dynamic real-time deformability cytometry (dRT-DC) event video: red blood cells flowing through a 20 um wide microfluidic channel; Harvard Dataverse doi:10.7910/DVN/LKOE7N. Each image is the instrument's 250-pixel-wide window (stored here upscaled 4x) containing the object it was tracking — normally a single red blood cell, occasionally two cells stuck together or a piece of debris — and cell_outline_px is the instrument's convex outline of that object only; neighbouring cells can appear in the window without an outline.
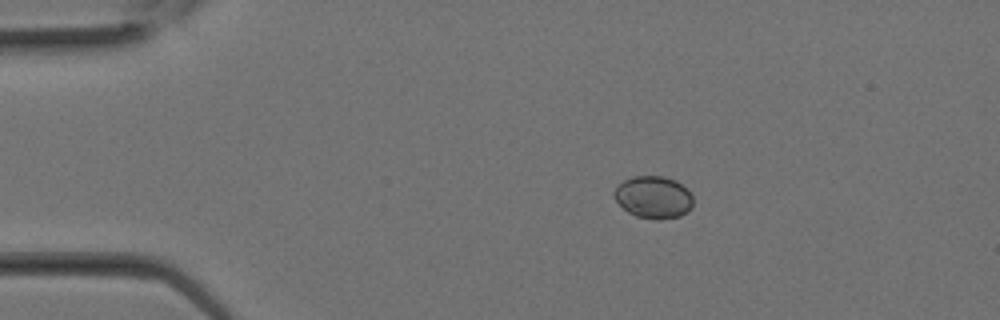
{"species": "Egyptian fruit bat (a non-hibernating species)", "species_latin": "Rousettus aegyptiacus", "temperature_condition": "room temperature", "stored_images_in_passage": 28, "camera_frame_rate_fps": 3000, "um_per_image_px": 0.085, "animal": {"sex": "female"}, "frame": {"image": 1, "passage_image": 5, "time_ms": 1.333, "image_size_px": [1000, 320], "cell_outline_px": [[692, 208], [680, 216], [656, 220], [636, 216], [628, 212], [616, 200], [612, 192], [624, 180], [632, 176], [664, 176], [676, 180], [692, 196]], "centroid_in_image_um": [55.53, 16.76], "position_along_channel_um": 29.5, "area_um2": 19.31}}
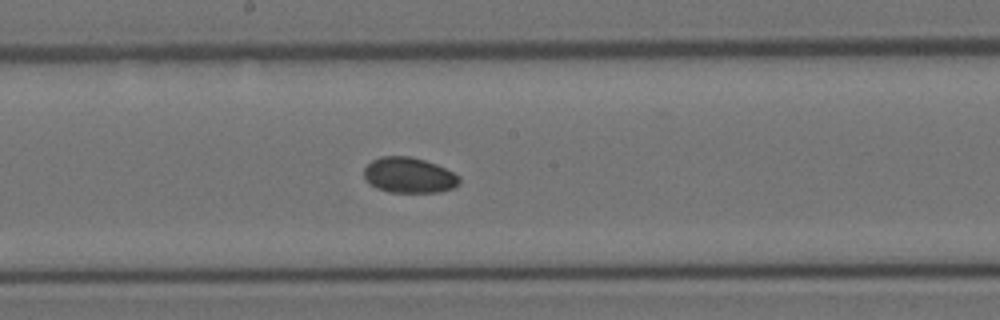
{"frame": {"image": 2, "passage_image": 15, "time_ms": 4.667, "image_size_px": [1000, 320], "cell_outline_px": [[460, 184], [452, 188], [440, 192], [388, 192], [376, 188], [364, 180], [364, 168], [372, 160], [380, 156], [408, 156], [424, 160], [436, 164], [460, 176]], "centroid_in_image_um": [34.75, 14.9], "position_along_channel_um": 213.5, "area_um2": 19.83}}
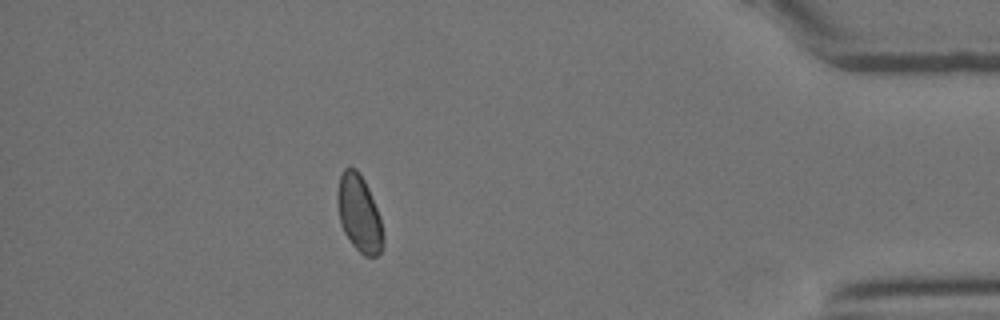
{"frame": {"image": 3, "passage_image": 25, "time_ms": 8.0, "image_size_px": [1000, 320], "cell_outline_px": [[384, 244], [380, 252], [376, 256], [364, 256], [352, 244], [344, 232], [340, 224], [336, 196], [340, 176], [344, 168], [356, 168], [360, 172], [368, 188], [380, 216], [384, 236]], "centroid_in_image_um": [30.53, 18.15], "position_along_channel_um": 404.7, "area_um2": 20.52}}